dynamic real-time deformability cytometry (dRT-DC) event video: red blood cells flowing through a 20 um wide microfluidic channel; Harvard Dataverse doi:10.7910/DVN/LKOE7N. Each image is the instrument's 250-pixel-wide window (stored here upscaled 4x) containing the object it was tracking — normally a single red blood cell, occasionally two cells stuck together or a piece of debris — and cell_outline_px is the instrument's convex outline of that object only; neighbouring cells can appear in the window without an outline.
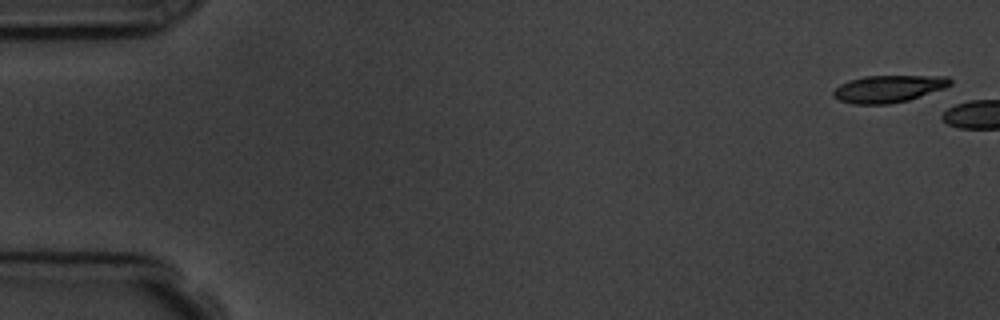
{"species": "common noctule bat (a hibernating species)", "species_latin": "Nyctalus noctula", "temperature_condition": "room temperature", "stored_images_in_passage": 2, "camera_frame_rate_fps": 3000, "um_per_image_px": 0.085, "animal": {"sex": "male", "body_mass_g": 19.5, "forearm_length_mm": 54.6}, "frame": {"image": 1, "passage_image": 1, "time_ms": 0.0, "image_size_px": [1000, 320], "cell_outline_px": [[952, 84], [944, 88], [908, 100], [888, 104], [852, 104], [840, 100], [832, 96], [832, 92], [840, 84], [848, 80], [864, 76], [948, 76], [952, 80]], "centroid_in_image_um": [75.5, 7.54], "position_along_channel_um": 9.5, "area_um2": 18.5}}